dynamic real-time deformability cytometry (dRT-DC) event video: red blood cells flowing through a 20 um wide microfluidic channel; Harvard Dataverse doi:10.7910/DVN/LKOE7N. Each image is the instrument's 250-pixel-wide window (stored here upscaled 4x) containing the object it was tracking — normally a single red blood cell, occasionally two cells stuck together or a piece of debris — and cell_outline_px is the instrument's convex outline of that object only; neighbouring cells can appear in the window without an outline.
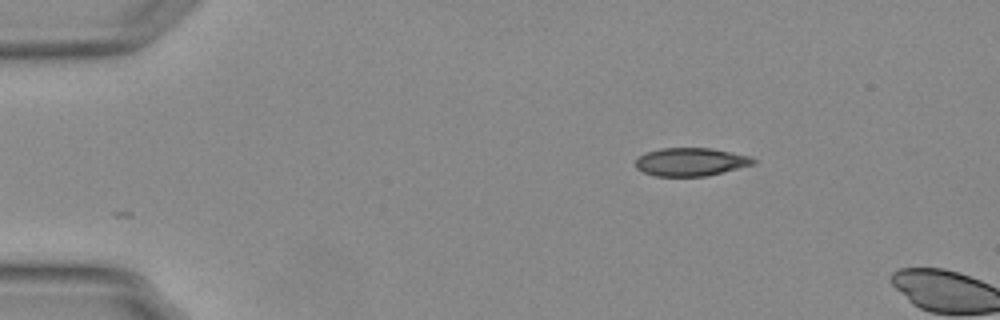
{"species": "Egyptian fruit bat (a non-hibernating species)", "species_latin": "Rousettus aegyptiacus", "temperature_condition": "warm", "stored_images_in_passage": 4, "camera_frame_rate_fps": 3000, "um_per_image_px": 0.085, "animal": {"sex": "female"}, "frame": {"image": 1, "passage_image": 1, "time_ms": 0.0, "image_size_px": [1000, 320], "cell_outline_px": [[756, 164], [708, 176], [656, 176], [644, 172], [636, 168], [636, 160], [644, 152], [660, 148], [708, 148], [752, 156], [756, 160]], "centroid_in_image_um": [58.74, 13.76], "position_along_channel_um": 26.3, "area_um2": 19.42}}